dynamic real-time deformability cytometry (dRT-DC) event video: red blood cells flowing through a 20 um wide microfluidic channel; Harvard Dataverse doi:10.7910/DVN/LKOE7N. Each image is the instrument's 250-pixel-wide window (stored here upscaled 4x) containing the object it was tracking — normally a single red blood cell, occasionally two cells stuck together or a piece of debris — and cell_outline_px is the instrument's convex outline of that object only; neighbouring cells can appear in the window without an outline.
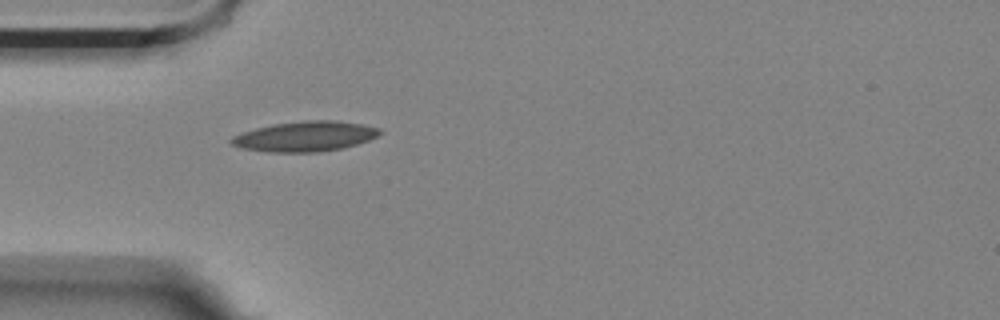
{"species": "Egyptian fruit bat (a non-hibernating species)", "species_latin": "Rousettus aegyptiacus", "temperature_condition": "room temperature", "stored_images_in_passage": 1, "camera_frame_rate_fps": 3000, "um_per_image_px": 0.085, "animal": {"sex": "female"}, "frame": {"image": 1, "passage_image": 1, "time_ms": 0.0, "image_size_px": [1000, 320], "cell_outline_px": [[384, 132], [368, 140], [356, 144], [340, 148], [316, 152], [268, 152], [240, 148], [232, 144], [228, 140], [232, 136], [240, 132], [272, 124], [304, 120], [336, 120], [360, 124], [380, 128]], "centroid_in_image_um": [25.88, 11.58], "position_along_channel_um": 59.1, "area_um2": 26.13}}